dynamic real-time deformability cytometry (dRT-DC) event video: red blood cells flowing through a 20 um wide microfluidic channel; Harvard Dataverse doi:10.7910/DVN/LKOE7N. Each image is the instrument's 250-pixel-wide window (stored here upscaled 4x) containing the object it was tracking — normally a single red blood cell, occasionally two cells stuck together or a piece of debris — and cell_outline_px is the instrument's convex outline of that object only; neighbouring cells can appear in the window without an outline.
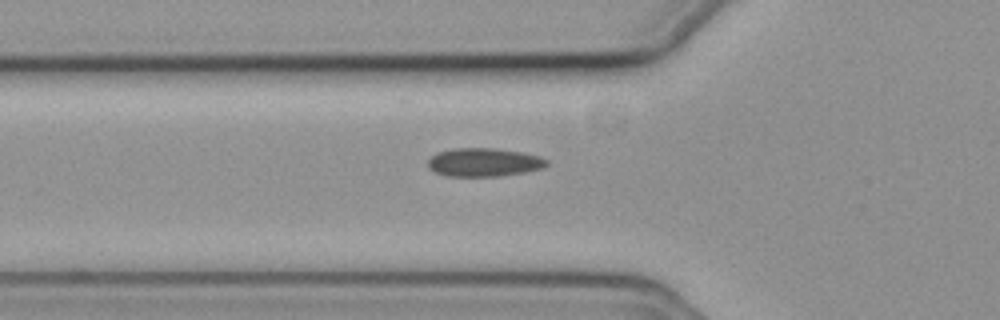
{"species": "common noctule bat (a hibernating species)", "species_latin": "Nyctalus noctula", "temperature_condition": "cold", "stored_images_in_passage": 37, "camera_frame_rate_fps": 3000, "um_per_image_px": 0.085, "animal": {"sex": "female", "body_mass_g": 19.3, "forearm_length_mm": 54.1}, "frame": {"image": 1, "passage_image": 2, "time_ms": 0.333, "image_size_px": [1000, 320], "cell_outline_px": [[548, 164], [540, 168], [524, 172], [496, 176], [448, 176], [436, 172], [428, 168], [428, 160], [436, 152], [456, 148], [496, 148], [520, 152], [540, 156], [548, 160]], "centroid_in_image_um": [41.11, 13.78], "position_along_channel_um": 84.7, "area_um2": 19.54}}
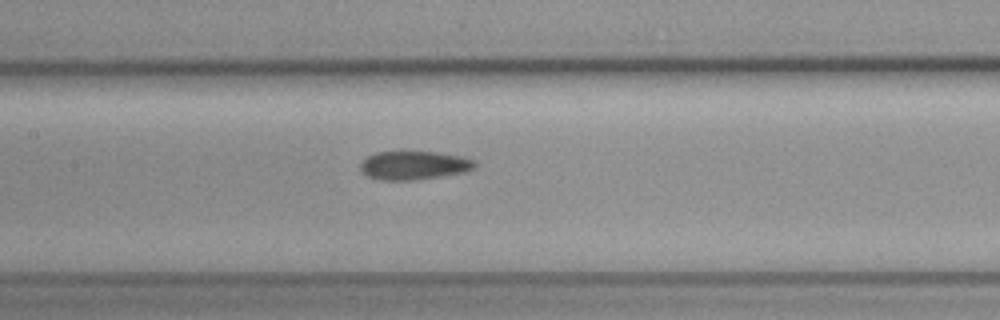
{"frame": {"image": 2, "passage_image": 9, "time_ms": 2.667, "image_size_px": [1000, 320], "cell_outline_px": [[476, 168], [464, 172], [416, 180], [380, 180], [368, 176], [360, 168], [360, 164], [368, 156], [376, 152], [436, 152], [460, 156], [476, 160]], "centroid_in_image_um": [35.22, 14.06], "position_along_channel_um": 172.2, "area_um2": 18.96}}
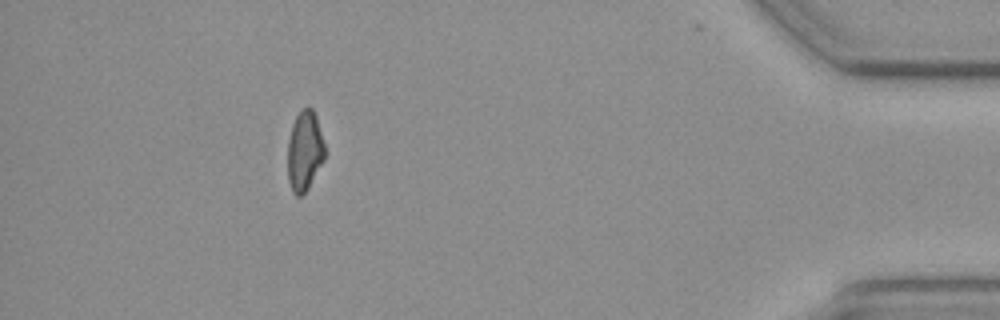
{"frame": {"image": 3, "passage_image": 33, "time_ms": 10.667, "image_size_px": [1000, 320], "cell_outline_px": [[324, 160], [308, 188], [300, 196], [296, 196], [292, 192], [288, 180], [288, 140], [292, 124], [296, 116], [304, 108], [312, 108], [316, 116], [324, 144]], "centroid_in_image_um": [25.88, 12.85], "position_along_channel_um": 409.3, "area_um2": 17.11}}